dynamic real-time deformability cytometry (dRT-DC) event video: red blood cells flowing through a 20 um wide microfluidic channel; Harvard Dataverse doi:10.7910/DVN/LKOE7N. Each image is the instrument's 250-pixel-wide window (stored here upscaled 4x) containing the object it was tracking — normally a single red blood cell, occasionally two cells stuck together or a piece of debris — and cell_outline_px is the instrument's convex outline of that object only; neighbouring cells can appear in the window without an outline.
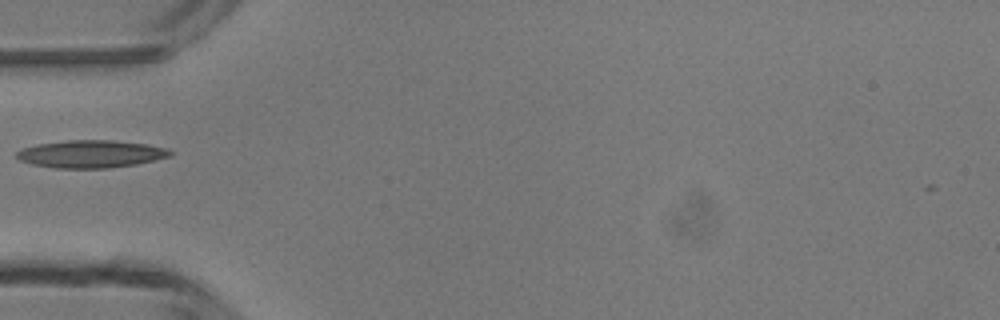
{"species": "common noctule bat (a hibernating species)", "species_latin": "Nyctalus noctula", "temperature_condition": "room temperature", "stored_images_in_passage": 19, "camera_frame_rate_fps": 3000, "um_per_image_px": 0.085, "animal": {"sex": "male", "body_mass_g": 13.3}, "frame": {"image": 1, "passage_image": 1, "time_ms": 0.0, "image_size_px": [1000, 320], "cell_outline_px": [[172, 156], [136, 164], [108, 168], [52, 168], [32, 164], [20, 160], [16, 156], [16, 152], [24, 148], [36, 144], [68, 140], [112, 140], [148, 144], [168, 148], [172, 152]], "centroid_in_image_um": [7.74, 13.08], "position_along_channel_um": 77.3, "area_um2": 24.74}}
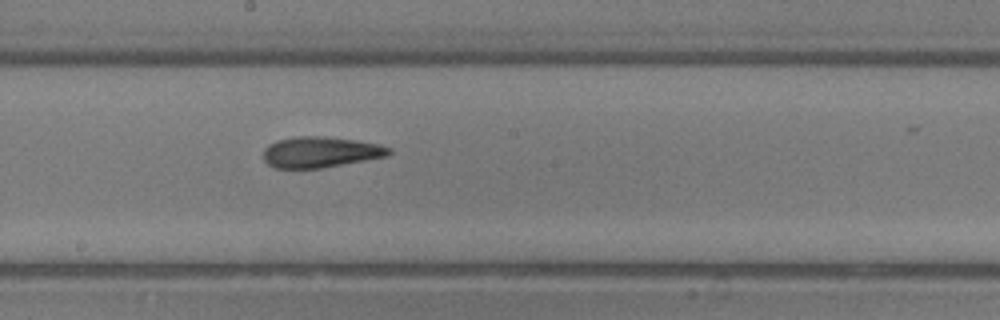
{"frame": {"image": 2, "passage_image": 11, "time_ms": 3.333, "image_size_px": [1000, 320], "cell_outline_px": [[392, 152], [388, 156], [320, 168], [276, 168], [268, 164], [264, 160], [264, 148], [268, 144], [276, 140], [296, 136], [324, 136], [356, 140], [376, 144], [392, 148]], "centroid_in_image_um": [27.22, 12.92], "position_along_channel_um": 221.0, "area_um2": 22.54}}
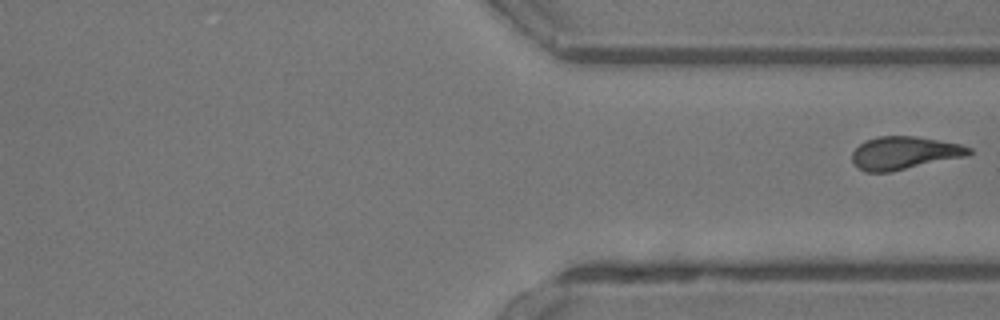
{"frame": {"image": 3, "passage_image": 19, "time_ms": 6.0, "image_size_px": [1000, 320], "cell_outline_px": [[972, 152], [968, 156], [892, 172], [864, 172], [852, 160], [852, 152], [860, 144], [868, 140], [880, 136], [916, 136], [960, 144], [972, 148]], "centroid_in_image_um": [76.9, 13.01], "position_along_channel_um": 334.5, "area_um2": 22.43}}